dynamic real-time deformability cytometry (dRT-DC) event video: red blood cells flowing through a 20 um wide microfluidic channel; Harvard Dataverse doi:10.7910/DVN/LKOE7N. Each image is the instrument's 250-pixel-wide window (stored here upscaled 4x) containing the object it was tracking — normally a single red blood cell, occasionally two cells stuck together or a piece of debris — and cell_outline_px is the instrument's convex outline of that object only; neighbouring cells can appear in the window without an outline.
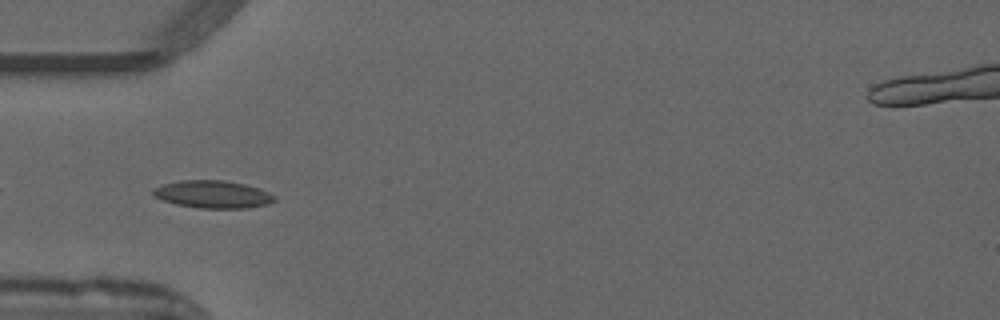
{"species": "common noctule bat (a hibernating species)", "species_latin": "Nyctalus noctula", "temperature_condition": "warm", "stored_images_in_passage": 51, "camera_frame_rate_fps": 3000, "um_per_image_px": 0.085, "animal": {"sex": "male", "forearm_length_mm": 52.5}, "frame": {"image": 1, "passage_image": 17, "time_ms": 5.333, "image_size_px": [1000, 320], "cell_outline_px": [[276, 200], [268, 204], [248, 208], [200, 208], [176, 204], [152, 196], [152, 188], [164, 184], [180, 180], [224, 180], [244, 184], [260, 188], [276, 196]], "centroid_in_image_um": [18.1, 16.51], "position_along_channel_um": 66.9, "area_um2": 19.59}}
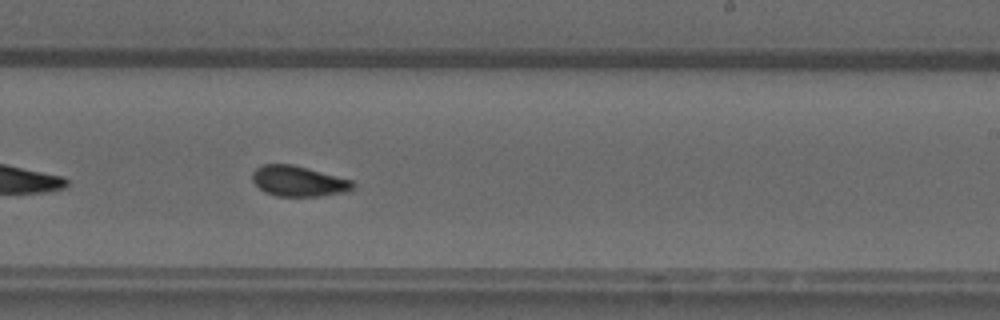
{"frame": {"image": 2, "passage_image": 32, "time_ms": 10.333, "image_size_px": [1000, 320], "cell_outline_px": [[356, 184], [352, 188], [340, 192], [320, 196], [276, 196], [264, 192], [252, 180], [252, 172], [256, 168], [264, 164], [292, 164], [352, 180]], "centroid_in_image_um": [25.32, 15.39], "position_along_channel_um": 263.7, "area_um2": 17.63}}
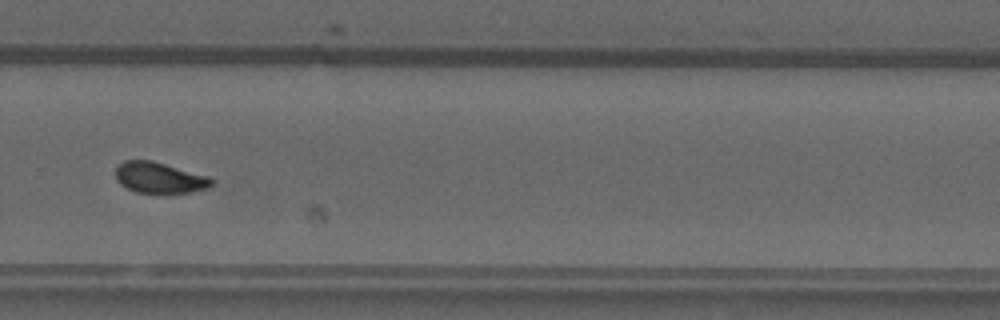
{"frame": {"image": 3, "passage_image": 36, "time_ms": 11.667, "image_size_px": [1000, 320], "cell_outline_px": [[216, 180], [212, 188], [188, 192], [160, 196], [136, 192], [120, 184], [116, 180], [116, 164], [124, 160], [152, 160], [208, 176]], "centroid_in_image_um": [13.58, 15.14], "position_along_channel_um": 316.2, "area_um2": 18.15}, "authors_computed_cell_mechanics": {"area_um2": 18.1492, "velocity_mm_per_s": 3.9439, "shape_relaxation_time_tau1_ms": 11.1323, "shape_relaxation_time_tau2_ms": 1.5907, "deformation_change_tau1": 0.2112, "deformation_change_tau2": 0.0533}}